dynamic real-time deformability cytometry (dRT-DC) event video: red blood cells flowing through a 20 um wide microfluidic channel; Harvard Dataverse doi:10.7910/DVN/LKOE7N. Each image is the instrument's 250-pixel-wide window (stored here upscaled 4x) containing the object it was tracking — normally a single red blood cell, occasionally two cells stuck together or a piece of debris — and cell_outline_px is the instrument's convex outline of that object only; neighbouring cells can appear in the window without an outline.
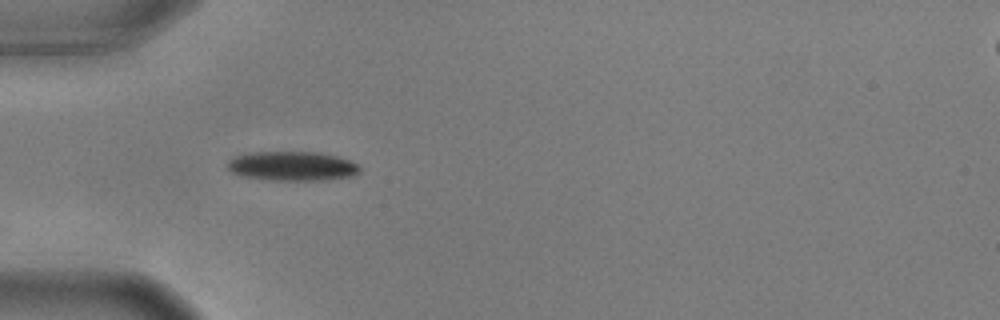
{"species": "common noctule bat (a hibernating species)", "species_latin": "Nyctalus noctula", "temperature_condition": "warm", "stored_images_in_passage": 32, "camera_frame_rate_fps": 3000, "um_per_image_px": 0.085, "animal": {"sex": "male", "body_mass_g": 17.9, "forearm_length_mm": 54.2}, "frame": {"image": 1, "passage_image": 1, "time_ms": 0.0, "image_size_px": [1000, 320], "cell_outline_px": [[360, 172], [352, 176], [324, 180], [272, 180], [240, 176], [224, 168], [228, 160], [232, 156], [248, 152], [320, 152], [336, 156], [348, 160], [356, 164], [360, 168]], "centroid_in_image_um": [24.76, 14.11], "position_along_channel_um": 60.2, "area_um2": 22.89}}
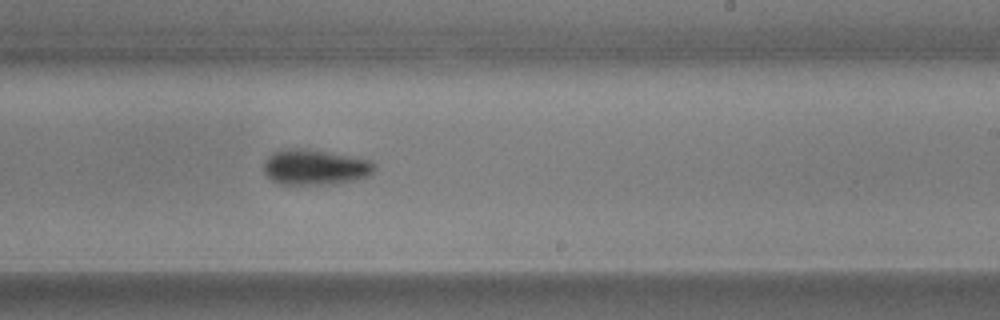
{"frame": {"image": 2, "passage_image": 18, "time_ms": 5.667, "image_size_px": [1000, 320], "cell_outline_px": [[376, 168], [372, 176], [356, 180], [336, 184], [280, 184], [272, 180], [264, 172], [264, 160], [272, 152], [284, 148], [308, 148], [372, 160], [376, 164]], "centroid_in_image_um": [26.82, 14.2], "position_along_channel_um": 262.2, "area_um2": 23.41}}
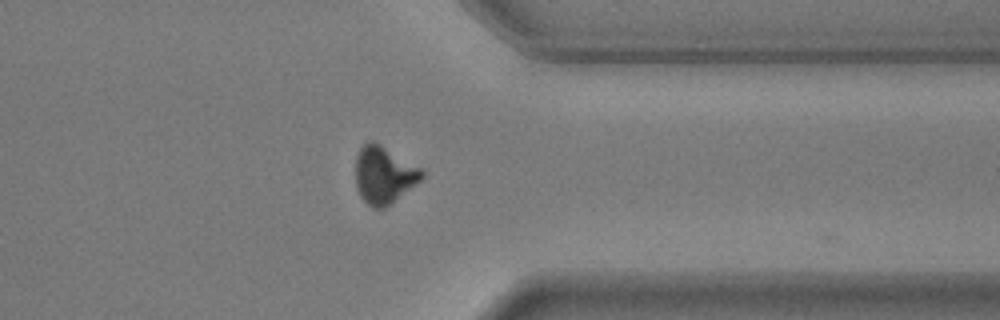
{"frame": {"image": 3, "passage_image": 28, "time_ms": 9.0, "image_size_px": [1000, 320], "cell_outline_px": [[424, 176], [416, 184], [384, 208], [372, 208], [360, 196], [356, 188], [356, 156], [360, 148], [368, 140], [372, 140], [380, 144], [420, 168], [424, 172]], "centroid_in_image_um": [32.6, 14.86], "position_along_channel_um": 378.8, "area_um2": 21.85}, "authors_computed_cell_mechanics": {"area_um2": 23.5824, "velocity_mm_per_s": 3.6293, "shape_relaxation_time_tau1_ms": 2.5883, "shape_relaxation_time_tau2_ms": null, "deformation_change_tau1": 0.1469, "deformation_change_tau2": null}}